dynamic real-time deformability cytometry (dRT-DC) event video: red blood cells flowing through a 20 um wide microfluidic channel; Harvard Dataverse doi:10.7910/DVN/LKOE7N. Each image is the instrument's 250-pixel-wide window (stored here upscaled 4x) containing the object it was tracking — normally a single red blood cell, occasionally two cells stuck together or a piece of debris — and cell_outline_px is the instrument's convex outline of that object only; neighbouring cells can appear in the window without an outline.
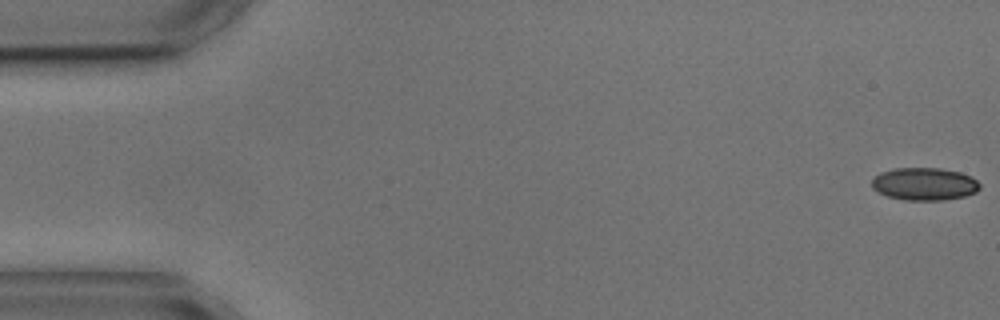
{"species": "common noctule bat (a hibernating species)", "species_latin": "Nyctalus noctula", "temperature_condition": "cold", "stored_images_in_passage": 5, "camera_frame_rate_fps": 3000, "um_per_image_px": 0.085, "animal": {"sex": "male", "body_mass_g": 17.9, "forearm_length_mm": 54.2}, "frame": {"image": 1, "passage_image": 1, "time_ms": 0.0, "image_size_px": [1000, 320], "cell_outline_px": [[980, 188], [976, 192], [964, 196], [944, 200], [908, 200], [888, 196], [872, 188], [872, 180], [880, 172], [896, 168], [940, 168], [960, 172], [972, 176], [980, 184]], "centroid_in_image_um": [78.6, 15.63], "position_along_channel_um": 6.4, "area_um2": 20.46}}
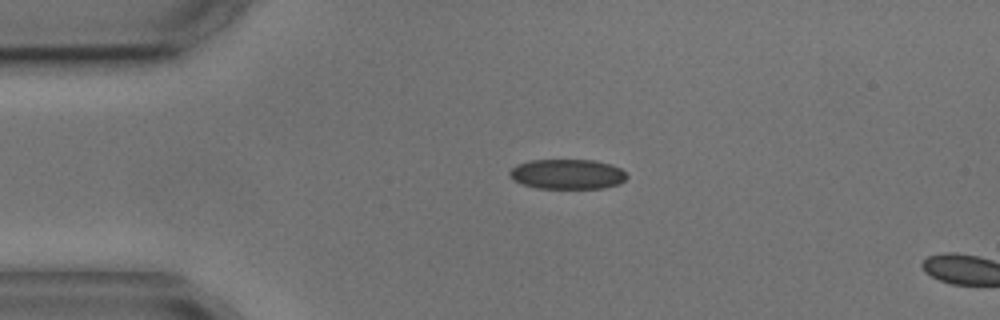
{"frame": {"image": 2, "passage_image": 4, "time_ms": 3.667, "image_size_px": [1000, 320], "cell_outline_px": [[628, 176], [620, 184], [604, 188], [536, 188], [512, 180], [508, 176], [508, 172], [516, 164], [528, 160], [596, 160], [612, 164], [620, 168]], "centroid_in_image_um": [48.21, 14.79], "position_along_channel_um": 36.8, "area_um2": 20.69}}